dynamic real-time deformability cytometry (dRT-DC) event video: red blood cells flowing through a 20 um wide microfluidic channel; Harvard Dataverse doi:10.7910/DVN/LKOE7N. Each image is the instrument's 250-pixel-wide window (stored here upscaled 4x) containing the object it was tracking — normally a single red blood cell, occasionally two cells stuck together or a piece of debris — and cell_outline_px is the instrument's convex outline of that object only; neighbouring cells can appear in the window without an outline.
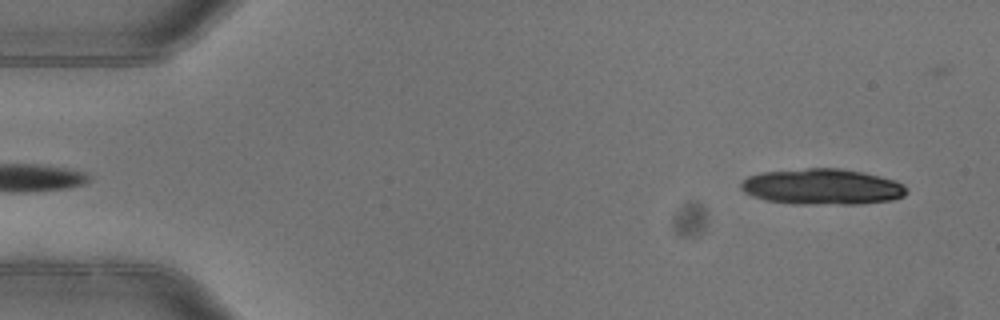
{"species": "common noctule bat (a hibernating species)", "species_latin": "Nyctalus noctula", "temperature_condition": "warm", "stored_images_in_passage": 5, "segment_of_instrument_passage": [2, 2], "camera_frame_rate_fps": 3000, "um_per_image_px": 0.085, "animal": {"sex": "female"}, "frame": {"image": 1, "passage_image": 5, "time_ms": 1.333, "image_size_px": [1000, 320], "cell_outline_px": [[908, 192], [904, 196], [892, 200], [860, 204], [792, 204], [764, 200], [752, 196], [744, 192], [740, 188], [740, 180], [748, 176], [760, 172], [808, 168], [840, 168], [880, 176], [896, 180], [904, 184], [908, 188]], "centroid_in_image_um": [69.87, 15.88], "position_along_channel_um": 15.1, "area_um2": 35.08}}